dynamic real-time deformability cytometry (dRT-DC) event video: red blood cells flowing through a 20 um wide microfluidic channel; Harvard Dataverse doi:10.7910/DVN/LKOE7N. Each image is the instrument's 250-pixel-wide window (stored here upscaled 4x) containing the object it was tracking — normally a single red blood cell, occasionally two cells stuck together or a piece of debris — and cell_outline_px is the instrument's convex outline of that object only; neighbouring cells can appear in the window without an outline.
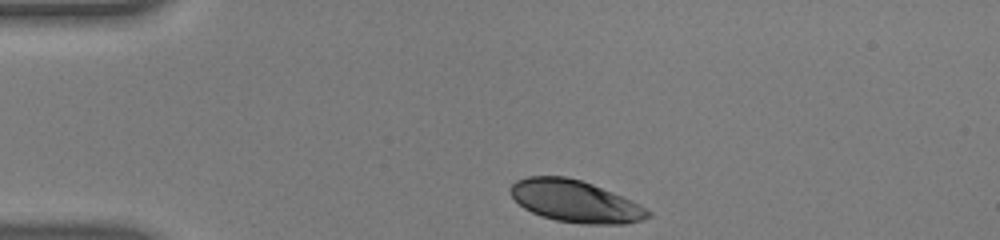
{"species": "human", "species_latin": "Homo sapiens", "temperature_condition": "warm", "stored_images_in_passage": 35, "camera_frame_rate_fps": 3000, "um_per_image_px": 0.085, "donor": {"sex": "male"}, "frame": {"image": 1, "passage_image": 1, "time_ms": 0.0, "image_size_px": [1000, 240], "cell_outline_px": [[652, 216], [644, 220], [624, 224], [580, 224], [556, 220], [540, 216], [524, 208], [512, 196], [508, 188], [516, 180], [528, 176], [564, 176], [580, 180], [592, 184], [632, 200], [640, 204], [652, 212]], "centroid_in_image_um": [48.92, 17.12], "position_along_channel_um": 36.1, "area_um2": 33.76}}
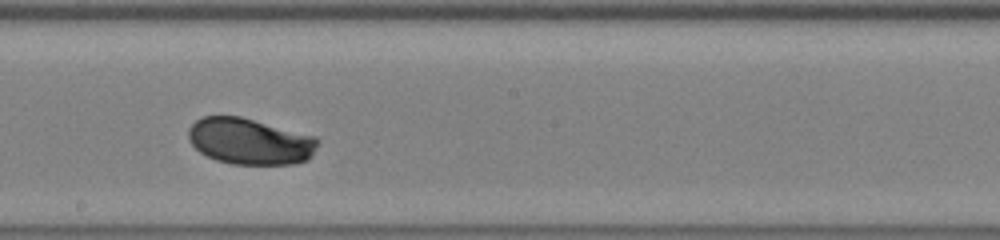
{"frame": {"image": 2, "passage_image": 20, "time_ms": 6.333, "image_size_px": [1000, 240], "cell_outline_px": [[320, 140], [312, 156], [308, 160], [292, 164], [232, 164], [216, 160], [200, 152], [188, 140], [188, 128], [196, 120], [204, 116], [240, 116], [316, 136]], "centroid_in_image_um": [21.25, 12.01], "position_along_channel_um": 226.9, "area_um2": 35.03}}
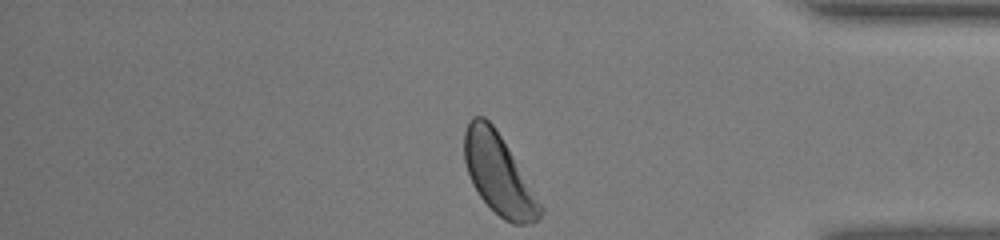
{"frame": {"image": 3, "passage_image": 35, "time_ms": 11.333, "image_size_px": [1000, 240], "cell_outline_px": [[544, 212], [532, 224], [512, 224], [504, 220], [480, 196], [472, 184], [464, 160], [464, 132], [468, 120], [472, 116], [484, 116], [496, 128], [544, 208]], "centroid_in_image_um": [42.37, 14.8], "position_along_channel_um": 392.8, "area_um2": 35.14}, "authors_computed_cell_mechanics": {"area_um2": 35.0268, "velocity_mm_per_s": 3.7681, "shape_relaxation_time_tau1_ms": 2.1707, "shape_relaxation_time_tau2_ms": null, "deformation_change_tau1": 0.13, "deformation_change_tau2": null}}